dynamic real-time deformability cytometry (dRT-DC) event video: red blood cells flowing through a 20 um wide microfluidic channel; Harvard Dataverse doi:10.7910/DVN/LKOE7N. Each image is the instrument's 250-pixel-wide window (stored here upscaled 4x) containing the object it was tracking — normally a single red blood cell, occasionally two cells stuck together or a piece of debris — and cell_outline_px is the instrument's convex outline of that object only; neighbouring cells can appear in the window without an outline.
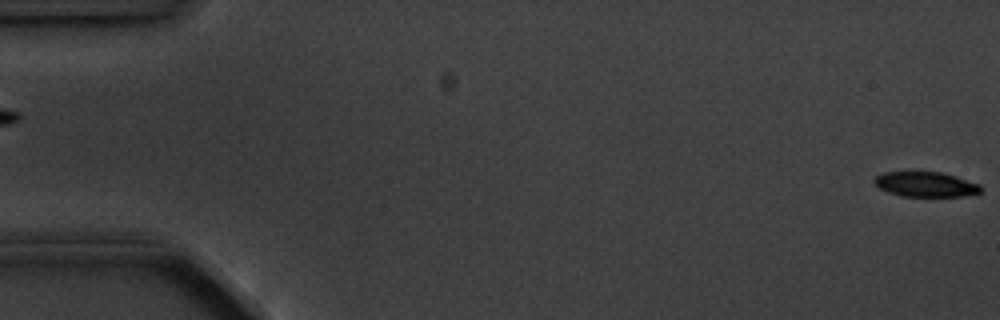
{"species": "common noctule bat (a hibernating species)", "species_latin": "Nyctalus noctula", "temperature_condition": "cold", "stored_images_in_passage": 6, "camera_frame_rate_fps": 3000, "um_per_image_px": 0.085, "animal": {"sex": "male", "body_mass_g": 20.1, "forearm_length_mm": 53.5}, "frame": {"image": 1, "passage_image": 1, "time_ms": 0.0, "image_size_px": [1000, 320], "cell_outline_px": [[980, 192], [964, 196], [904, 196], [888, 192], [880, 188], [872, 180], [876, 176], [884, 172], [940, 172], [980, 184]], "centroid_in_image_um": [78.65, 15.67], "position_along_channel_um": 6.3, "area_um2": 15.2}}